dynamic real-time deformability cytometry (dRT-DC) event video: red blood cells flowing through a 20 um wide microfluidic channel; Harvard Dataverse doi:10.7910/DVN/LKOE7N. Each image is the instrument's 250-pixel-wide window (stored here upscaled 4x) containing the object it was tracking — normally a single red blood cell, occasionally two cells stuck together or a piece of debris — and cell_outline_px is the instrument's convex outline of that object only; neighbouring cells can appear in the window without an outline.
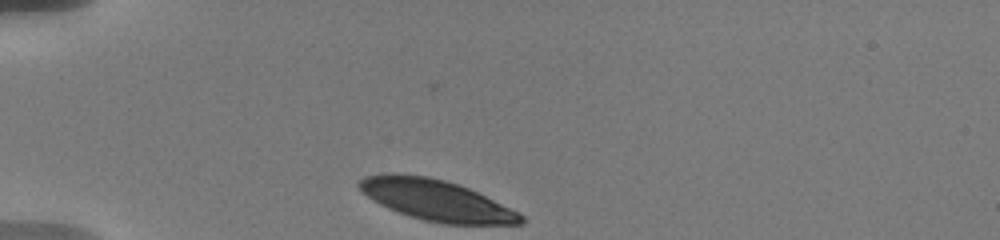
{"species": "human", "species_latin": "Homo sapiens", "temperature_condition": "warm", "stored_images_in_passage": 20, "camera_frame_rate_fps": 3000, "um_per_image_px": 0.085, "donor": {"sex": "male"}, "frame": {"image": 1, "passage_image": 1, "time_ms": 0.0, "image_size_px": [1000, 240], "cell_outline_px": [[524, 224], [444, 224], [424, 220], [388, 208], [372, 200], [356, 184], [364, 176], [388, 172], [428, 176], [444, 180], [468, 188], [520, 212], [524, 216]], "centroid_in_image_um": [37.09, 17.01], "position_along_channel_um": 47.9, "area_um2": 38.32}}
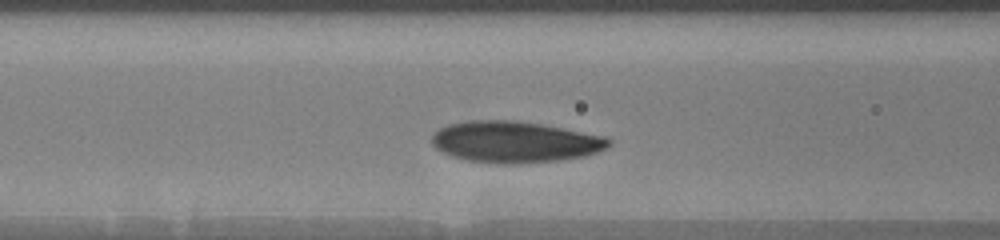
{"frame": {"image": 2, "passage_image": 13, "time_ms": 3.0, "image_size_px": [1000, 240], "cell_outline_px": [[612, 144], [608, 148], [584, 156], [560, 160], [520, 164], [500, 164], [468, 160], [452, 156], [436, 148], [432, 144], [432, 132], [448, 124], [468, 120], [516, 120], [544, 124], [604, 136], [612, 140]], "centroid_in_image_um": [43.77, 12.06], "position_along_channel_um": 122.8, "area_um2": 42.95}}
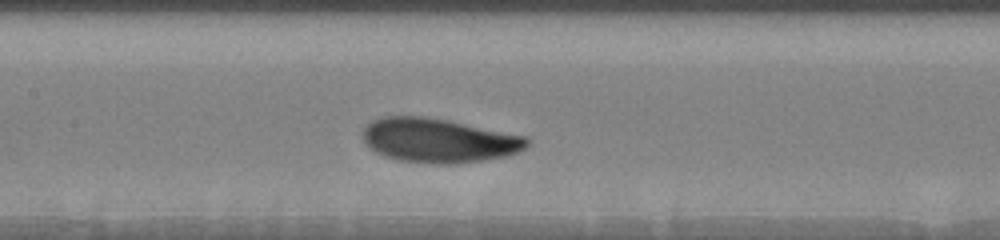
{"frame": {"image": 3, "passage_image": 19, "time_ms": 4.333, "image_size_px": [1000, 240], "cell_outline_px": [[528, 144], [524, 148], [508, 156], [484, 160], [456, 164], [428, 164], [396, 160], [384, 156], [368, 148], [364, 140], [364, 128], [372, 120], [384, 116], [424, 116], [448, 120], [528, 136]], "centroid_in_image_um": [37.28, 11.94], "position_along_channel_um": 170.1, "area_um2": 42.66}}